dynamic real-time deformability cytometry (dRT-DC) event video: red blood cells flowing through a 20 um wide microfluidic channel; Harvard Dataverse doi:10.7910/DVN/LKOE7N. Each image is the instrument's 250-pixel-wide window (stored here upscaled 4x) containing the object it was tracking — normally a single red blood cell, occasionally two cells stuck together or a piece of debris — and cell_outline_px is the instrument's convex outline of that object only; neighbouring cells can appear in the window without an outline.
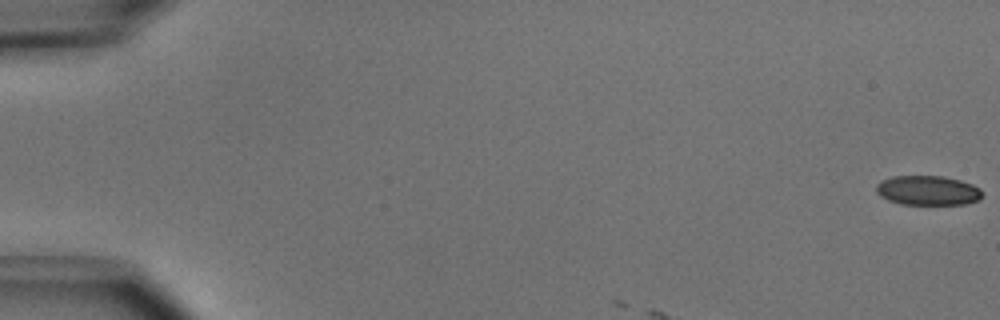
{"species": "common noctule bat (a hibernating species)", "species_latin": "Nyctalus noctula", "temperature_condition": "cold", "stored_images_in_passage": 3, "camera_frame_rate_fps": 3000, "um_per_image_px": 0.085, "animal": {"sex": "male", "body_mass_g": 15.6}, "frame": {"image": 1, "passage_image": 1, "time_ms": 0.0, "image_size_px": [1000, 320], "cell_outline_px": [[984, 192], [980, 200], [964, 204], [900, 204], [888, 200], [880, 196], [876, 192], [876, 184], [880, 180], [892, 176], [944, 176], [960, 180], [972, 184], [980, 188]], "centroid_in_image_um": [78.87, 16.18], "position_along_channel_um": 6.1, "area_um2": 18.5}}